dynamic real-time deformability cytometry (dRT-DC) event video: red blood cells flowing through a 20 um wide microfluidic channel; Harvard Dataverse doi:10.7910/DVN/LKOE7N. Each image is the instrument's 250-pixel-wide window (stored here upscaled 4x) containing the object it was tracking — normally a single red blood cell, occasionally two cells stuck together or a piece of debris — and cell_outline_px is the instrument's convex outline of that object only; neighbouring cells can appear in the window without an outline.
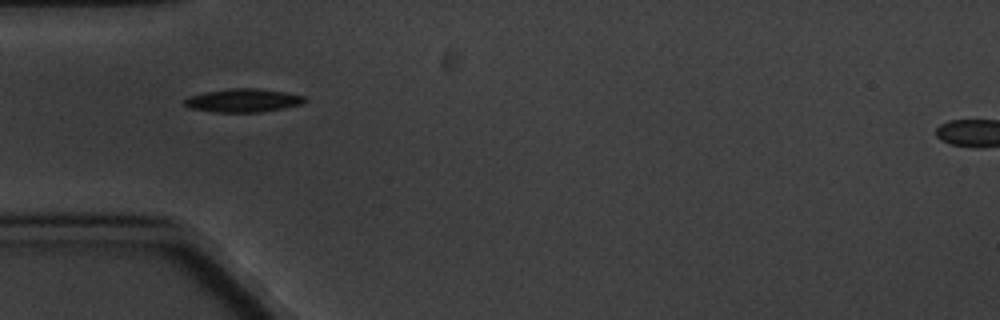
{"species": "common noctule bat (a hibernating species)", "species_latin": "Nyctalus noctula", "temperature_condition": "cold", "stored_images_in_passage": 2, "camera_frame_rate_fps": 3000, "um_per_image_px": 0.085, "animal": {"sex": "male", "body_mass_g": 20.1, "forearm_length_mm": 53.5}, "frame": {"image": 1, "passage_image": 1, "time_ms": 0.0, "image_size_px": [1000, 320], "cell_outline_px": [[308, 100], [304, 104], [284, 108], [260, 112], [212, 112], [192, 108], [184, 104], [184, 100], [188, 96], [204, 92], [232, 88], [256, 88], [284, 92], [304, 96]], "centroid_in_image_um": [20.69, 8.54], "position_along_channel_um": 64.3, "area_um2": 16.42}}